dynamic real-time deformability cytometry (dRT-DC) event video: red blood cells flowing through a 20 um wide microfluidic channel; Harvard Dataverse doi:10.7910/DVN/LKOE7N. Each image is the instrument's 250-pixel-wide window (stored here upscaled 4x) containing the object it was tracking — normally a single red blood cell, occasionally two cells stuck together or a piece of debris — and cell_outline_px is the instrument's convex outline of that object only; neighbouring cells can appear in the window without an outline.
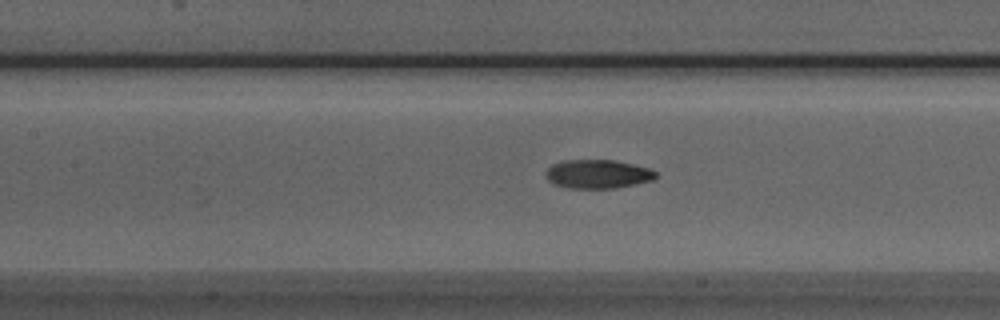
{"species": "Egyptian fruit bat (a non-hibernating species)", "species_latin": "Rousettus aegyptiacus", "temperature_condition": "room temperature", "stored_images_in_passage": 45, "camera_frame_rate_fps": 3000, "um_per_image_px": 0.085, "animal": {"sex": "male"}, "frame": {"image": 1, "passage_image": 22, "time_ms": 7.0, "image_size_px": [1000, 320], "cell_outline_px": [[656, 176], [652, 180], [616, 188], [568, 188], [552, 184], [544, 176], [544, 172], [552, 164], [564, 160], [612, 160], [632, 164], [648, 168], [656, 172]], "centroid_in_image_um": [50.74, 14.8], "position_along_channel_um": 156.7, "area_um2": 18.44}}
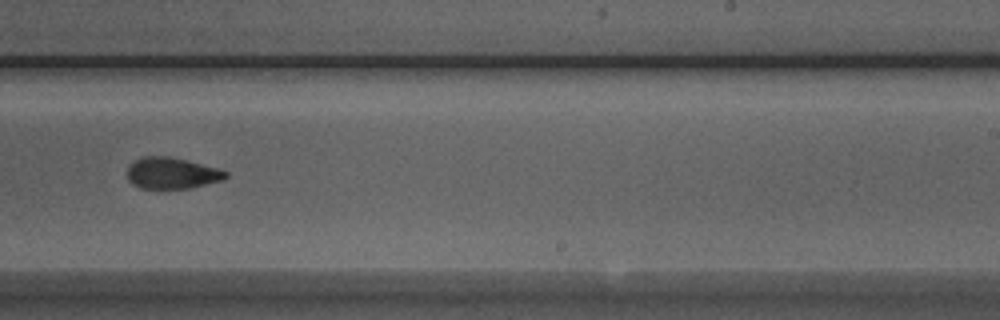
{"frame": {"image": 2, "passage_image": 31, "time_ms": 10.0, "image_size_px": [1000, 320], "cell_outline_px": [[228, 176], [224, 180], [188, 188], [140, 188], [132, 184], [128, 180], [128, 164], [144, 156], [168, 156], [216, 168], [228, 172]], "centroid_in_image_um": [14.58, 14.72], "position_along_channel_um": 274.4, "area_um2": 17.74}}
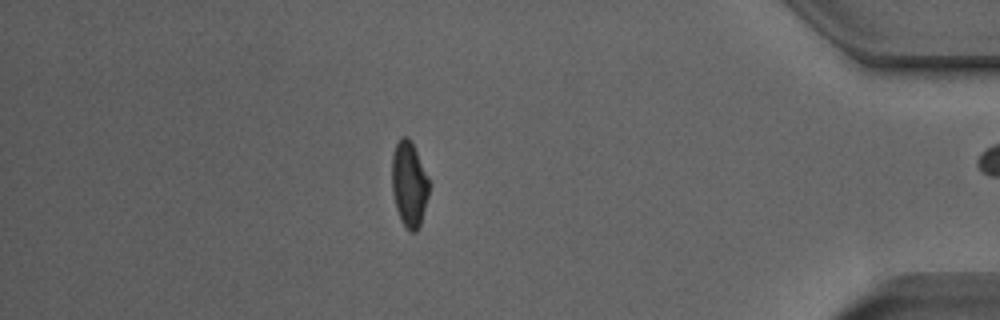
{"frame": {"image": 3, "passage_image": 44, "time_ms": 14.333, "image_size_px": [1000, 320], "cell_outline_px": [[428, 196], [420, 224], [416, 232], [412, 232], [400, 220], [396, 208], [392, 192], [392, 156], [396, 144], [400, 136], [408, 136], [416, 152], [428, 180]], "centroid_in_image_um": [34.74, 15.65], "position_along_channel_um": 400.5, "area_um2": 18.03}, "authors_computed_cell_mechanics": {"area_um2": 18.6116, "velocity_mm_per_s": 3.9412, "shape_relaxation_time_tau1_ms": 6.6588, "shape_relaxation_time_tau2_ms": 1.9614, "deformation_change_tau1": 0.195, "deformation_change_tau2": 0.0796}}